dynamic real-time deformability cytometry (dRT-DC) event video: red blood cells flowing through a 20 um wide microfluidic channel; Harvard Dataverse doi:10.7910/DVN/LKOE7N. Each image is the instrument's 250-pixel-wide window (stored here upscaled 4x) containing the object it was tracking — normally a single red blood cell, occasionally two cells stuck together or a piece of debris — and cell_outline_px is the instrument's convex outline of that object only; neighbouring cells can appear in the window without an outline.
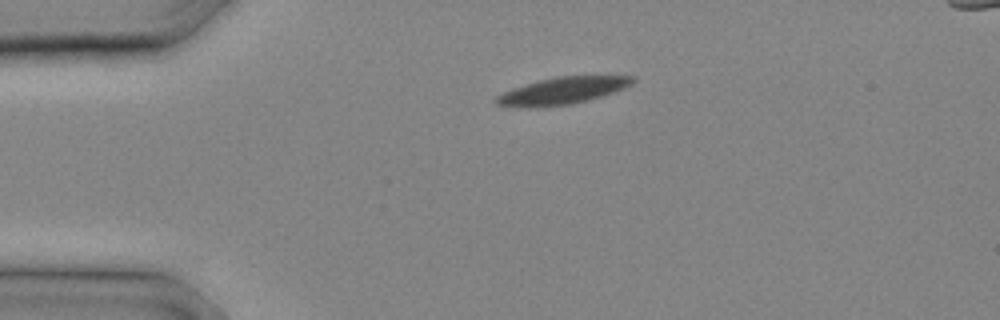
{"species": "common noctule bat (a hibernating species)", "species_latin": "Nyctalus noctula", "temperature_condition": "cold", "stored_images_in_passage": 3, "camera_frame_rate_fps": 3000, "um_per_image_px": 0.085, "animal": {"sex": "male", "body_mass_g": 20.4}, "frame": {"image": 1, "passage_image": 1, "time_ms": 0.0, "image_size_px": [1000, 320], "cell_outline_px": [[636, 80], [632, 84], [624, 88], [600, 96], [572, 104], [536, 108], [512, 108], [496, 104], [492, 100], [496, 96], [512, 88], [540, 80], [556, 76], [636, 76]], "centroid_in_image_um": [47.73, 7.73], "position_along_channel_um": 37.3, "area_um2": 21.62}}